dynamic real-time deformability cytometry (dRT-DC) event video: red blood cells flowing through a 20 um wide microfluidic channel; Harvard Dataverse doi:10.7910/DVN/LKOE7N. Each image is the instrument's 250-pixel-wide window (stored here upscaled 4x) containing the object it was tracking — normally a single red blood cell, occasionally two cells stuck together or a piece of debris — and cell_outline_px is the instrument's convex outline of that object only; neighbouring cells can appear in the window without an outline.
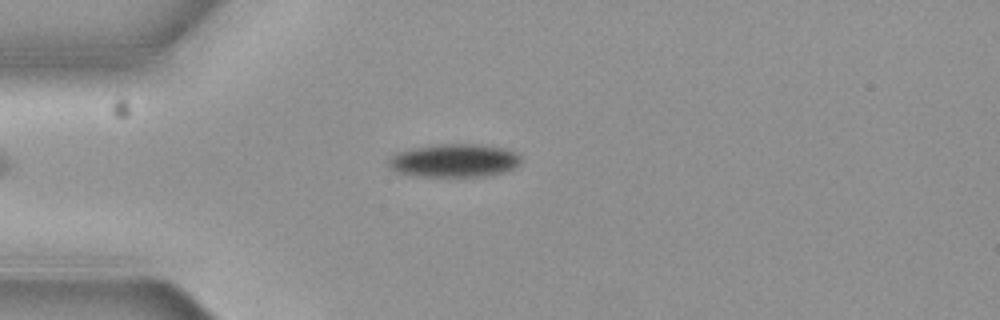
{"species": "common noctule bat (a hibernating species)", "species_latin": "Nyctalus noctula", "temperature_condition": "cold", "stored_images_in_passage": 3, "camera_frame_rate_fps": 3000, "um_per_image_px": 0.085, "animal": {"sex": "female", "body_mass_g": 19.3, "forearm_length_mm": 54.1}, "frame": {"image": 1, "passage_image": 1, "time_ms": 0.0, "image_size_px": [1000, 320], "cell_outline_px": [[520, 160], [512, 168], [500, 172], [484, 176], [420, 176], [396, 172], [388, 164], [388, 160], [396, 152], [412, 148], [440, 144], [476, 144], [500, 148], [516, 152], [520, 156]], "centroid_in_image_um": [38.55, 13.64], "position_along_channel_um": 46.4, "area_um2": 25.14}}
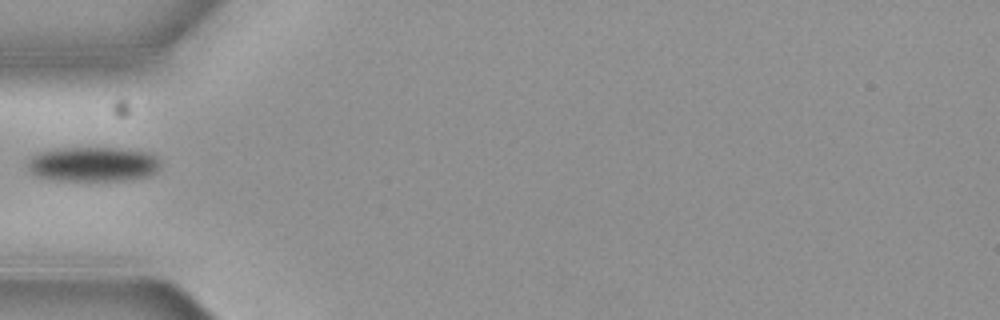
{"frame": {"image": 2, "passage_image": 2, "time_ms": 0.333, "image_size_px": [1000, 320], "cell_outline_px": [[160, 168], [156, 172], [148, 176], [124, 180], [60, 180], [40, 176], [32, 172], [28, 168], [28, 160], [32, 156], [40, 152], [56, 148], [120, 148], [148, 152], [156, 156], [160, 164]], "centroid_in_image_um": [7.95, 13.94], "position_along_channel_um": 77.1, "area_um2": 26.65}}
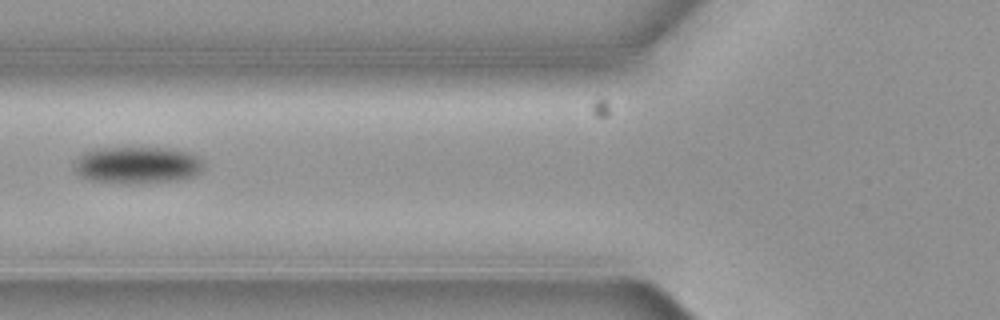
{"frame": {"image": 3, "passage_image": 3, "time_ms": 0.667, "image_size_px": [1000, 320], "cell_outline_px": [[204, 168], [200, 172], [192, 176], [176, 180], [128, 184], [92, 180], [80, 176], [72, 168], [76, 156], [92, 148], [176, 148], [188, 152], [204, 160]], "centroid_in_image_um": [11.64, 14.02], "position_along_channel_um": 114.2, "area_um2": 28.26}}